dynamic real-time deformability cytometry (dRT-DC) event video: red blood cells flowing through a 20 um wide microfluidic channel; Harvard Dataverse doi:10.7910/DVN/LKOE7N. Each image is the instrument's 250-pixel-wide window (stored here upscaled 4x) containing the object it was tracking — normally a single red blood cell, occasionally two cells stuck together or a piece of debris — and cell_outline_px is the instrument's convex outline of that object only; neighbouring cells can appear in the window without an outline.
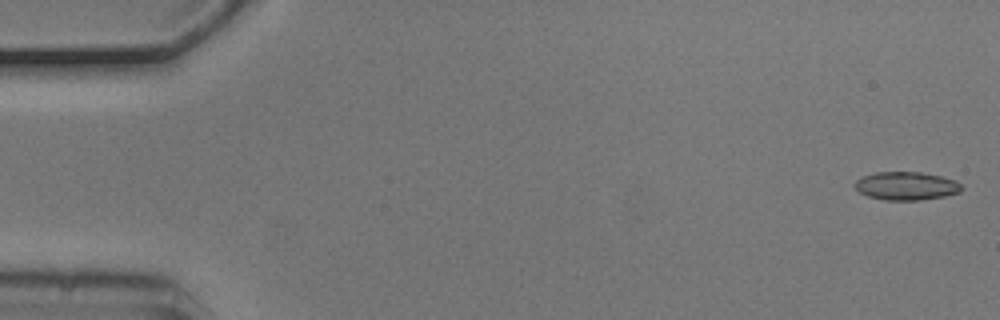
{"species": "common noctule bat (a hibernating species)", "species_latin": "Nyctalus noctula", "temperature_condition": "cold", "stored_images_in_passage": 6, "camera_frame_rate_fps": 3000, "um_per_image_px": 0.085, "animal": {"sex": "male", "body_mass_g": 20.5, "forearm_length_mm": 52.5}, "frame": {"image": 1, "passage_image": 1, "time_ms": 0.0, "image_size_px": [1000, 320], "cell_outline_px": [[964, 188], [960, 192], [944, 196], [920, 200], [884, 200], [868, 196], [860, 192], [856, 188], [856, 180], [864, 176], [876, 172], [920, 172], [940, 176], [956, 180]], "centroid_in_image_um": [77.07, 15.8], "position_along_channel_um": 7.9, "area_um2": 17.46}}
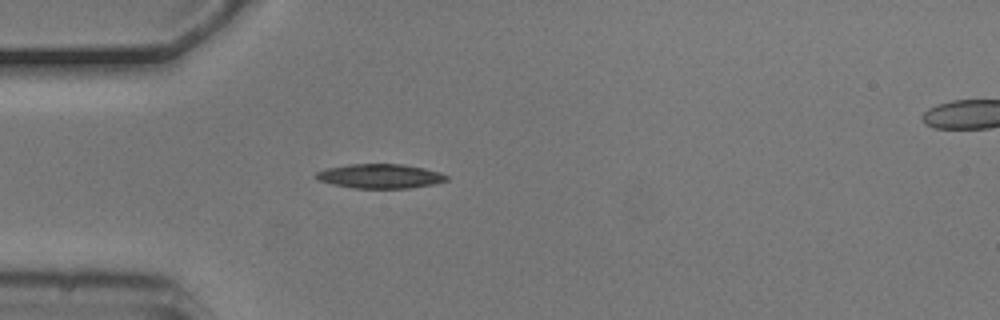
{"frame": {"image": 2, "passage_image": 5, "time_ms": 1.333, "image_size_px": [1000, 320], "cell_outline_px": [[448, 180], [436, 184], [408, 188], [352, 188], [332, 184], [316, 180], [312, 176], [316, 172], [328, 168], [348, 164], [404, 164], [424, 168], [440, 172], [448, 176]], "centroid_in_image_um": [32.29, 14.97], "position_along_channel_um": 52.7, "area_um2": 18.73}}